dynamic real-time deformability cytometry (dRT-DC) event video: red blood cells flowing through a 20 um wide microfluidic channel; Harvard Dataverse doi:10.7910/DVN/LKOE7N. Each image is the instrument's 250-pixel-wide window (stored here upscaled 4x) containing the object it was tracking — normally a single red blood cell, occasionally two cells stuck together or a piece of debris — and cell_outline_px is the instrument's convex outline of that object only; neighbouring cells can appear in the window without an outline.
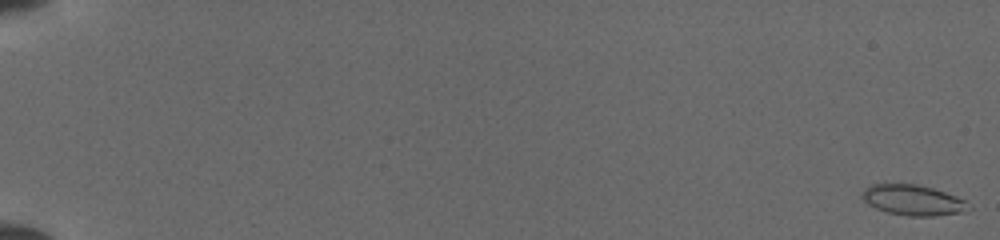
{"species": "common noctule bat (a hibernating species)", "species_latin": "Nyctalus noctula", "temperature_condition": "cold", "stored_images_in_passage": 52, "camera_frame_rate_fps": 3000, "um_per_image_px": 0.085, "animal": {"sex": "female", "body_mass_g": 19.5, "forearm_length_mm": 54.1}, "frame": {"image": 1, "passage_image": 1, "time_ms": 0.0, "image_size_px": [1000, 240], "cell_outline_px": [[972, 208], [968, 212], [932, 216], [908, 216], [888, 212], [876, 208], [868, 204], [860, 196], [864, 188], [868, 184], [916, 184], [932, 188], [944, 192], [964, 200]], "centroid_in_image_um": [77.6, 17.01], "position_along_channel_um": 7.4, "area_um2": 18.96}}
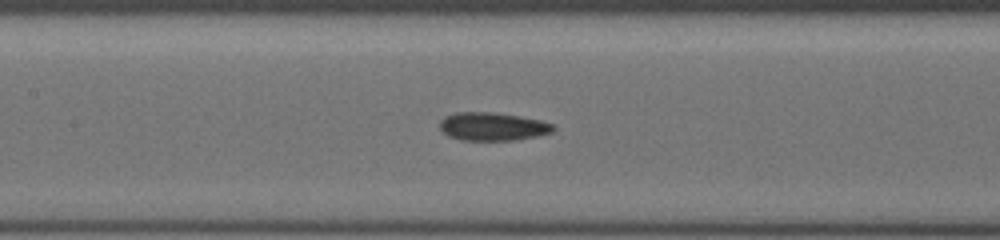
{"frame": {"image": 2, "passage_image": 27, "time_ms": 8.667, "image_size_px": [1000, 240], "cell_outline_px": [[556, 128], [552, 132], [540, 136], [512, 140], [460, 140], [448, 136], [440, 128], [440, 120], [444, 116], [456, 112], [496, 112], [520, 116], [540, 120], [552, 124]], "centroid_in_image_um": [41.87, 10.75], "position_along_channel_um": 165.5, "area_um2": 18.79}}
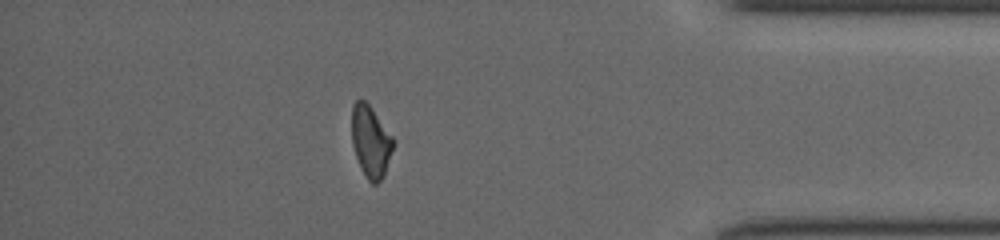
{"frame": {"image": 3, "passage_image": 46, "time_ms": 15.0, "image_size_px": [1000, 240], "cell_outline_px": [[392, 148], [384, 176], [376, 184], [372, 184], [368, 180], [360, 168], [352, 144], [352, 104], [356, 100], [364, 100], [372, 108], [392, 136]], "centroid_in_image_um": [31.48, 12.03], "position_along_channel_um": 403.7, "area_um2": 17.05}}